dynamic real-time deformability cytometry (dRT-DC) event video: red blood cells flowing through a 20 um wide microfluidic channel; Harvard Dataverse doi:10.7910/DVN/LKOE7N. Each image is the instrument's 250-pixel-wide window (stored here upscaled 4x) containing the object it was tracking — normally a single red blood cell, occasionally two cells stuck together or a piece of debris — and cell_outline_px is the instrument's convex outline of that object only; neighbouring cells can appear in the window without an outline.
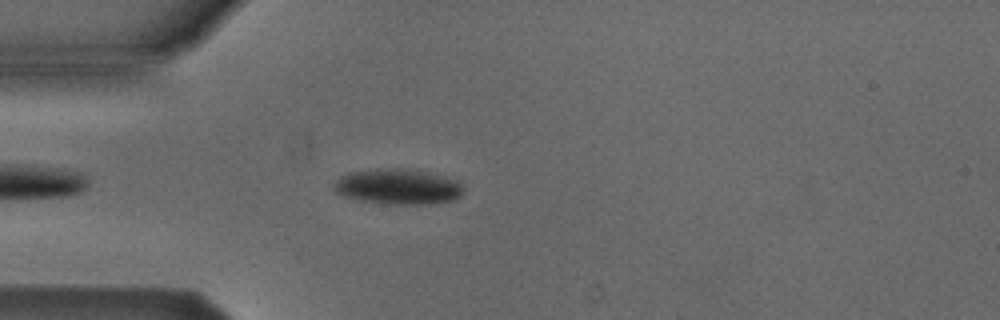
{"species": "Egyptian fruit bat (a non-hibernating species)", "species_latin": "Rousettus aegyptiacus", "temperature_condition": "cold", "stored_images_in_passage": 42, "camera_frame_rate_fps": 3000, "um_per_image_px": 0.085, "animal": {"sex": "male"}, "frame": {"image": 1, "passage_image": 4, "time_ms": 1.0, "image_size_px": [1000, 320], "cell_outline_px": [[464, 188], [460, 196], [452, 200], [428, 204], [388, 204], [360, 200], [344, 196], [336, 192], [332, 188], [332, 184], [336, 180], [348, 172], [376, 168], [408, 168], [428, 172], [460, 180]], "centroid_in_image_um": [33.83, 15.85], "position_along_channel_um": 51.2, "area_um2": 27.11}}
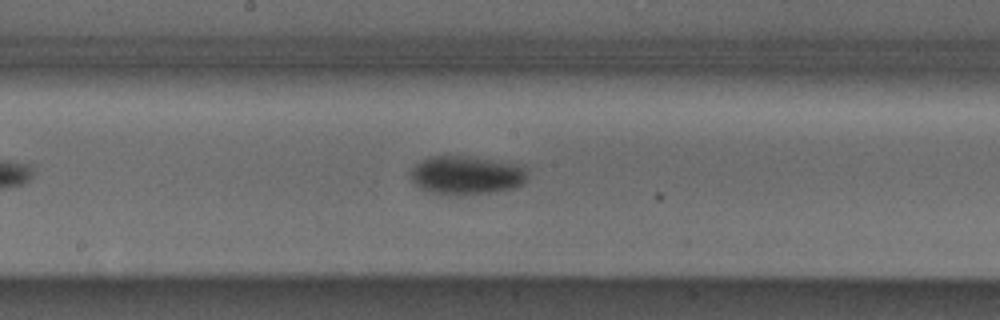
{"frame": {"image": 2, "passage_image": 17, "time_ms": 5.333, "image_size_px": [1000, 320], "cell_outline_px": [[528, 176], [524, 184], [516, 188], [492, 192], [456, 196], [444, 196], [428, 192], [412, 184], [412, 168], [416, 164], [432, 156], [464, 156], [524, 164]], "centroid_in_image_um": [39.68, 14.92], "position_along_channel_um": 208.5, "area_um2": 26.88}}
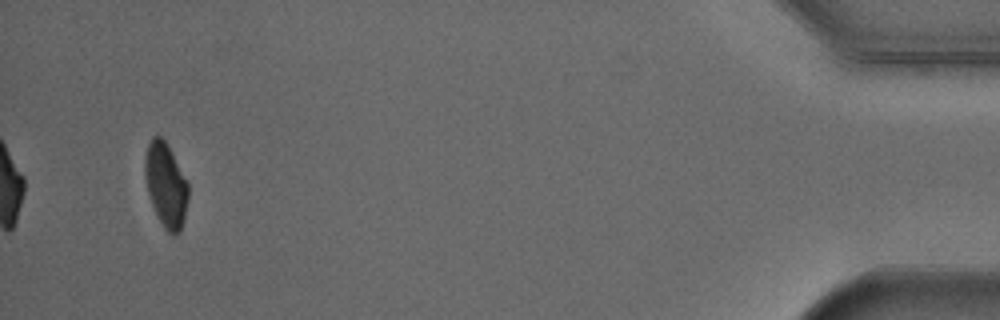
{"frame": {"image": 3, "passage_image": 40, "time_ms": 13.0, "image_size_px": [1000, 320], "cell_outline_px": [[188, 200], [184, 220], [180, 232], [176, 236], [172, 236], [164, 228], [152, 204], [148, 192], [144, 176], [144, 156], [148, 144], [152, 136], [160, 136], [168, 144], [188, 184]], "centroid_in_image_um": [14.09, 15.73], "position_along_channel_um": 421.1, "area_um2": 21.33}, "authors_computed_cell_mechanics": {"area_um2": 25.9522, "velocity_mm_per_s": 3.8579, "shape_relaxation_time_tau1_ms": 4.4907, "shape_relaxation_time_tau2_ms": null, "deformation_change_tau1": 0.0888, "deformation_change_tau2": null}}